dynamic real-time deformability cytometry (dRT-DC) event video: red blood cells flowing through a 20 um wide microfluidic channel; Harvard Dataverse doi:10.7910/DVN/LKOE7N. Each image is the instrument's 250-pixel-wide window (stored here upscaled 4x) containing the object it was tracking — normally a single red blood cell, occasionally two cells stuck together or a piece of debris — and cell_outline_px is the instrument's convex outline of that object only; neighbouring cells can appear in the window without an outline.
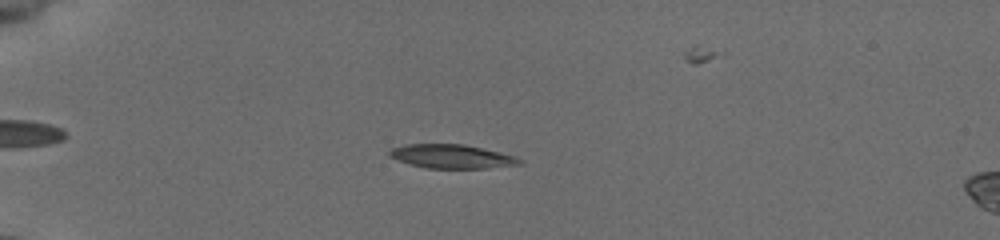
{"species": "common noctule bat (a hibernating species)", "species_latin": "Nyctalus noctula", "temperature_condition": "cold", "stored_images_in_passage": 48, "camera_frame_rate_fps": 3000, "um_per_image_px": 0.085, "animal": {"sex": "female", "body_mass_g": 19.5, "forearm_length_mm": 54.1}, "frame": {"image": 1, "passage_image": 13, "time_ms": 4.0, "image_size_px": [1000, 240], "cell_outline_px": [[524, 164], [488, 168], [428, 168], [408, 164], [388, 156], [388, 152], [392, 148], [404, 144], [464, 144], [500, 152], [516, 156], [524, 160]], "centroid_in_image_um": [38.42, 13.3], "position_along_channel_um": 46.6, "area_um2": 18.26}}
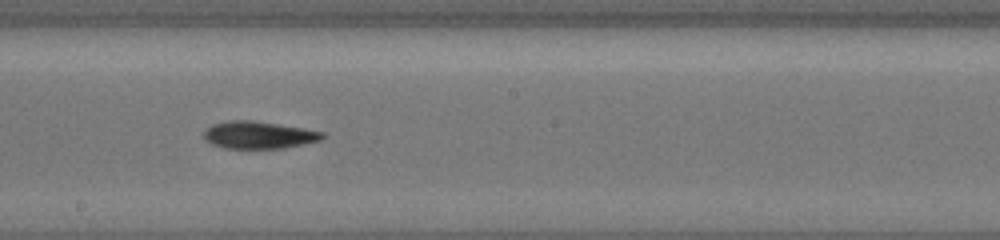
{"frame": {"image": 2, "passage_image": 30, "time_ms": 9.667, "image_size_px": [1000, 240], "cell_outline_px": [[324, 136], [320, 140], [284, 148], [224, 148], [212, 144], [204, 140], [204, 132], [212, 124], [228, 120], [252, 120], [324, 132]], "centroid_in_image_um": [21.94, 11.47], "position_along_channel_um": 226.3, "area_um2": 18.61}}
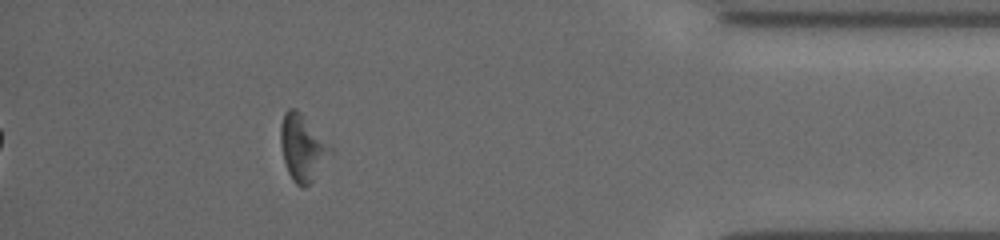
{"frame": {"image": 3, "passage_image": 47, "time_ms": 15.333, "image_size_px": [1000, 240], "cell_outline_px": [[336, 148], [312, 180], [304, 188], [300, 188], [292, 180], [288, 172], [284, 160], [280, 144], [280, 124], [284, 112], [288, 108], [296, 108]], "centroid_in_image_um": [25.73, 12.53], "position_along_channel_um": 409.5, "area_um2": 19.59}}